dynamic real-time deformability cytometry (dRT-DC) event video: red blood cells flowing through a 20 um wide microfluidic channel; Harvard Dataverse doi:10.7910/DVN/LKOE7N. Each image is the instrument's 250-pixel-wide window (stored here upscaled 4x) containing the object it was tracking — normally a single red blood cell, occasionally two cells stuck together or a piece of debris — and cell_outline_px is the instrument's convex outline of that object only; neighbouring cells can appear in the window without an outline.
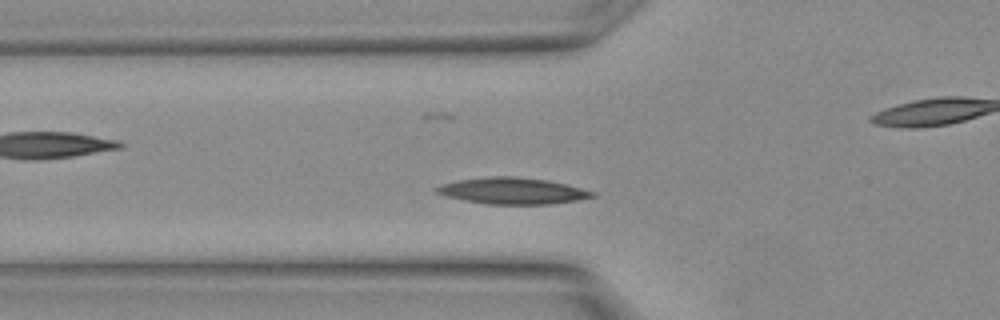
{"species": "Egyptian fruit bat (a non-hibernating species)", "species_latin": "Rousettus aegyptiacus", "temperature_condition": "warm", "stored_images_in_passage": 25, "camera_frame_rate_fps": 3000, "um_per_image_px": 0.085, "animal": {"sex": "female"}, "frame": {"image": 1, "passage_image": 4, "time_ms": 1.0, "image_size_px": [1000, 320], "cell_outline_px": [[596, 196], [576, 200], [548, 204], [488, 204], [464, 200], [448, 196], [436, 192], [432, 188], [440, 184], [456, 180], [488, 176], [516, 176], [548, 180], [596, 192]], "centroid_in_image_um": [43.52, 16.21], "position_along_channel_um": 82.3, "area_um2": 23.93}}